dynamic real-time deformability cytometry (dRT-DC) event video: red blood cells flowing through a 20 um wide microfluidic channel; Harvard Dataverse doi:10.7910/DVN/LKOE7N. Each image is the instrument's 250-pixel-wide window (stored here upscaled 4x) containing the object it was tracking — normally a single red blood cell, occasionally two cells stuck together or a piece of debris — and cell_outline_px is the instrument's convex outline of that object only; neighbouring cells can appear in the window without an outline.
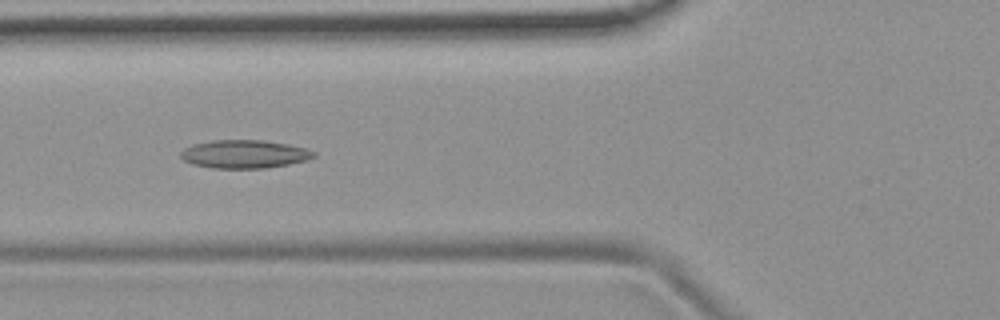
{"species": "common noctule bat (a hibernating species)", "species_latin": "Nyctalus noctula", "temperature_condition": "room temperature", "stored_images_in_passage": 12, "camera_frame_rate_fps": 3000, "um_per_image_px": 0.085, "animal": {"sex": "female", "body_mass_g": 19.9}, "frame": {"image": 1, "passage_image": 9, "time_ms": 2.667, "image_size_px": [1000, 320], "cell_outline_px": [[316, 156], [308, 160], [288, 164], [264, 168], [212, 168], [192, 164], [184, 160], [180, 156], [180, 152], [184, 148], [192, 144], [212, 140], [264, 140], [288, 144], [308, 148], [316, 152]], "centroid_in_image_um": [20.79, 13.09], "position_along_channel_um": 105.0, "area_um2": 22.08}}